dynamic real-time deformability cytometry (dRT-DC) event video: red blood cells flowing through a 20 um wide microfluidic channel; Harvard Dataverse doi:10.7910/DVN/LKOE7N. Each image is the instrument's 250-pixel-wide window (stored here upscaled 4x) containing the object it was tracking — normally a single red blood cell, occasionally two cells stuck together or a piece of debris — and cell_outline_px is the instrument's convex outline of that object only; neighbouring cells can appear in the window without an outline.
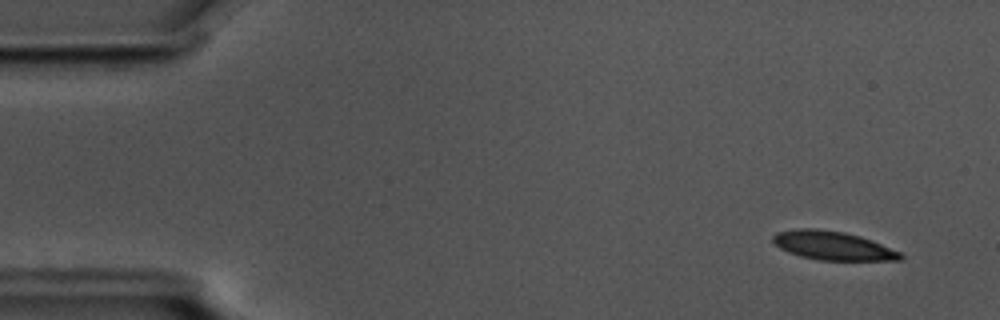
{"species": "common noctule bat (a hibernating species)", "species_latin": "Nyctalus noctula", "temperature_condition": "cold", "stored_images_in_passage": 33, "camera_frame_rate_fps": 3000, "um_per_image_px": 0.085, "animal": {"sex": "male", "body_mass_g": 17.5, "forearm_length_mm": 52.3}, "frame": {"image": 1, "passage_image": 4, "time_ms": 1.0, "image_size_px": [1000, 320], "cell_outline_px": [[904, 256], [900, 260], [820, 260], [800, 256], [788, 252], [780, 248], [772, 240], [772, 236], [776, 232], [800, 228], [816, 228], [844, 232], [860, 236], [872, 240], [900, 252]], "centroid_in_image_um": [70.77, 20.87], "position_along_channel_um": 14.2, "area_um2": 21.27}}
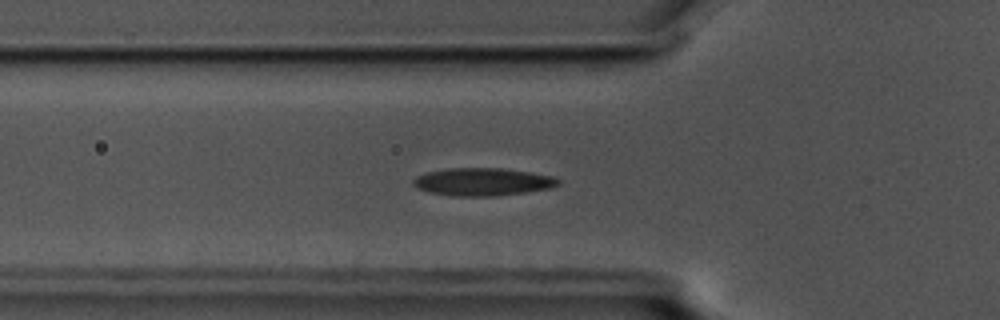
{"frame": {"image": 2, "passage_image": 19, "time_ms": 6.0, "image_size_px": [1000, 320], "cell_outline_px": [[560, 184], [552, 188], [528, 192], [492, 196], [452, 196], [428, 192], [416, 188], [412, 184], [412, 180], [416, 176], [428, 172], [448, 168], [500, 168], [528, 172], [552, 176], [560, 180]], "centroid_in_image_um": [41.01, 15.46], "position_along_channel_um": 84.8, "area_um2": 23.52}}
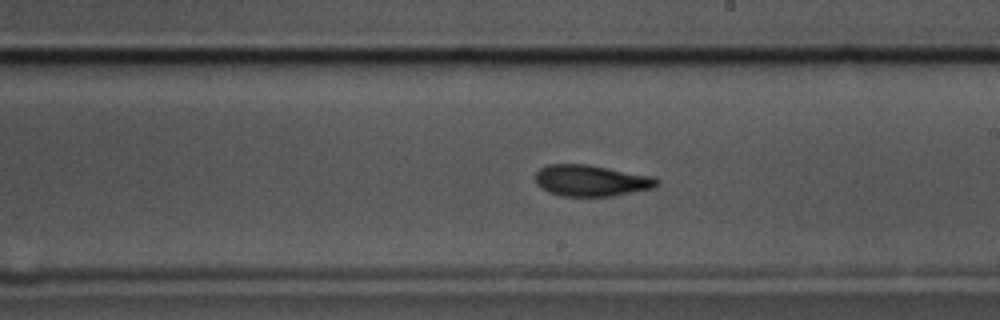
{"frame": {"image": 3, "passage_image": 32, "time_ms": 10.333, "image_size_px": [1000, 320], "cell_outline_px": [[660, 184], [656, 188], [612, 196], [560, 196], [548, 192], [540, 188], [536, 184], [536, 172], [540, 168], [548, 164], [588, 164], [652, 176], [660, 180]], "centroid_in_image_um": [50.26, 15.35], "position_along_channel_um": 238.7, "area_um2": 22.43}}